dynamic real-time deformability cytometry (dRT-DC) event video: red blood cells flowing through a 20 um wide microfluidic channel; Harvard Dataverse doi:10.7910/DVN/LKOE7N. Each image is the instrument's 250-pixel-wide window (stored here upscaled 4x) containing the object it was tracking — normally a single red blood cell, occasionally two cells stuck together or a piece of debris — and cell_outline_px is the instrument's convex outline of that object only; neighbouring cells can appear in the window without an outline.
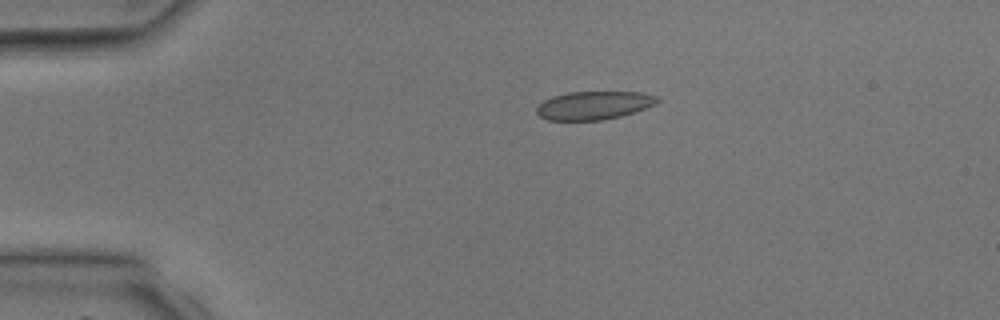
{"species": "common noctule bat (a hibernating species)", "species_latin": "Nyctalus noctula", "temperature_condition": "room temperature", "stored_images_in_passage": 3, "camera_frame_rate_fps": 3000, "um_per_image_px": 0.085, "animal": {"sex": "male", "body_mass_g": 17.9, "forearm_length_mm": 54.2}, "frame": {"image": 1, "passage_image": 3, "time_ms": 2.333, "image_size_px": [1000, 320], "cell_outline_px": [[660, 100], [656, 104], [620, 116], [604, 120], [548, 120], [540, 116], [536, 112], [536, 108], [544, 100], [552, 96], [568, 92], [640, 92], [660, 96]], "centroid_in_image_um": [50.49, 8.95], "position_along_channel_um": 34.5, "area_um2": 19.88}}